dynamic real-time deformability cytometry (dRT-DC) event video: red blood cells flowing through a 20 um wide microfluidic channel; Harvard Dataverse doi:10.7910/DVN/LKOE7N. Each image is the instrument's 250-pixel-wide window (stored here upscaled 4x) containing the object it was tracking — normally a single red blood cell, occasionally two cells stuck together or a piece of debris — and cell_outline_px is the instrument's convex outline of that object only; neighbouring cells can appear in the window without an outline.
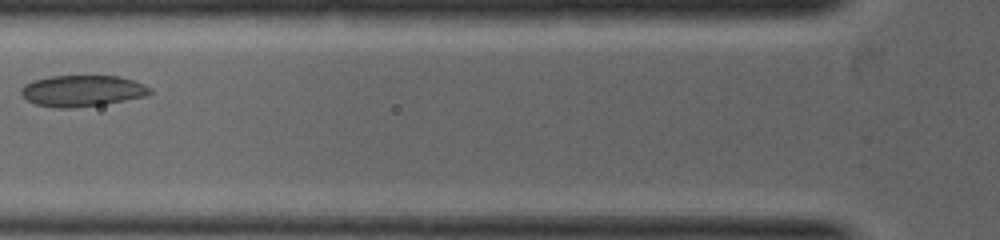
{"species": "common noctule bat (a hibernating species)", "species_latin": "Nyctalus noctula", "temperature_condition": "warm", "stored_images_in_passage": 5, "camera_frame_rate_fps": 5000, "um_per_image_px": 0.085, "animal": {"sex": "female", "body_mass_g": 19.0, "forearm_length_mm": 53.3}, "frame": {"image": 1, "passage_image": 4, "time_ms": 1.0, "image_size_px": [1000, 240], "cell_outline_px": [[152, 92], [148, 96], [104, 104], [76, 108], [56, 108], [36, 104], [28, 100], [20, 92], [20, 88], [24, 84], [32, 80], [52, 76], [120, 76], [144, 84], [152, 88]], "centroid_in_image_um": [7.01, 7.72], "position_along_channel_um": 118.8, "area_um2": 23.64}}